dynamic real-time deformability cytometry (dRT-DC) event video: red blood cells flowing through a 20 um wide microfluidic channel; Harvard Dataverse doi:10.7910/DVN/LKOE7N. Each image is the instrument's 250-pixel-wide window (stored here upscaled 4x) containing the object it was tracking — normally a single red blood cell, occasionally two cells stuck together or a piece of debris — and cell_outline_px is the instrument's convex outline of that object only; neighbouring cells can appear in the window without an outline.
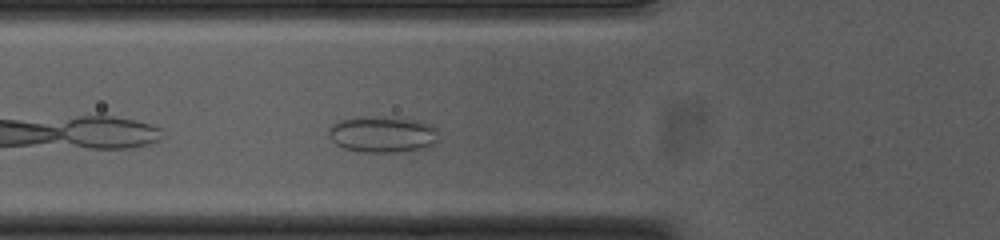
{"species": "common noctule bat (a hibernating species)", "species_latin": "Nyctalus noctula", "temperature_condition": "cold", "stored_images_in_passage": 40, "camera_frame_rate_fps": 3000, "um_per_image_px": 0.085, "animal": {"sex": "female", "body_mass_g": 23.0, "forearm_length_mm": 53.4}, "frame": {"image": 1, "passage_image": 5, "time_ms": 1.333, "image_size_px": [1000, 240], "cell_outline_px": [[440, 140], [436, 144], [428, 148], [396, 152], [364, 152], [344, 148], [336, 144], [328, 136], [328, 132], [332, 124], [340, 120], [360, 116], [372, 116], [416, 120], [432, 124], [436, 128]], "centroid_in_image_um": [32.56, 11.42], "position_along_channel_um": 93.2, "area_um2": 23.58}}
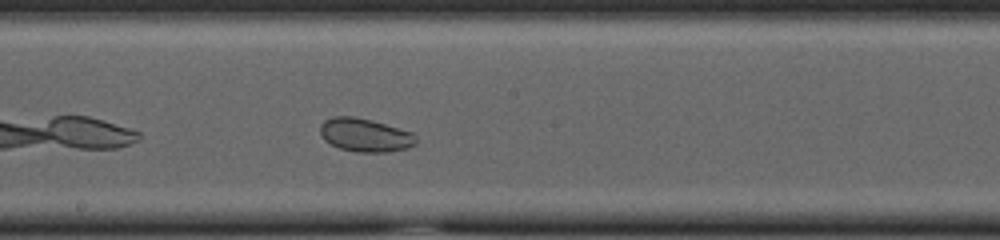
{"frame": {"image": 2, "passage_image": 15, "time_ms": 4.667, "image_size_px": [1000, 240], "cell_outline_px": [[416, 144], [408, 148], [388, 152], [356, 152], [340, 148], [324, 140], [320, 132], [320, 124], [324, 120], [332, 116], [352, 116], [372, 120], [412, 132], [416, 136]], "centroid_in_image_um": [31.03, 11.48], "position_along_channel_um": 217.2, "area_um2": 18.73}}
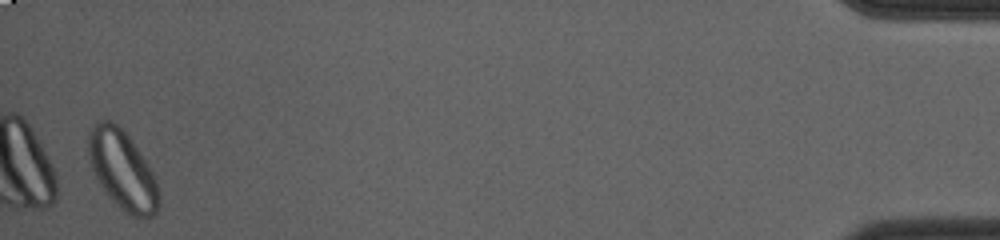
{"frame": {"image": 3, "passage_image": 39, "time_ms": 12.667, "image_size_px": [1000, 240], "cell_outline_px": [[160, 208], [152, 216], [132, 216], [124, 212], [104, 188], [96, 176], [92, 168], [88, 152], [88, 136], [92, 128], [100, 120], [108, 120], [116, 124], [128, 136], [152, 172], [156, 180], [160, 196]], "centroid_in_image_um": [10.43, 14.47], "position_along_channel_um": 424.8, "area_um2": 31.39}, "authors_computed_cell_mechanics": {"area_um2": 23.5535, "velocity_mm_per_s": 3.7099, "shape_relaxation_time_tau1_ms": null, "shape_relaxation_time_tau2_ms": 1.6105, "deformation_change_tau1": null, "deformation_change_tau2": 0.0423}}